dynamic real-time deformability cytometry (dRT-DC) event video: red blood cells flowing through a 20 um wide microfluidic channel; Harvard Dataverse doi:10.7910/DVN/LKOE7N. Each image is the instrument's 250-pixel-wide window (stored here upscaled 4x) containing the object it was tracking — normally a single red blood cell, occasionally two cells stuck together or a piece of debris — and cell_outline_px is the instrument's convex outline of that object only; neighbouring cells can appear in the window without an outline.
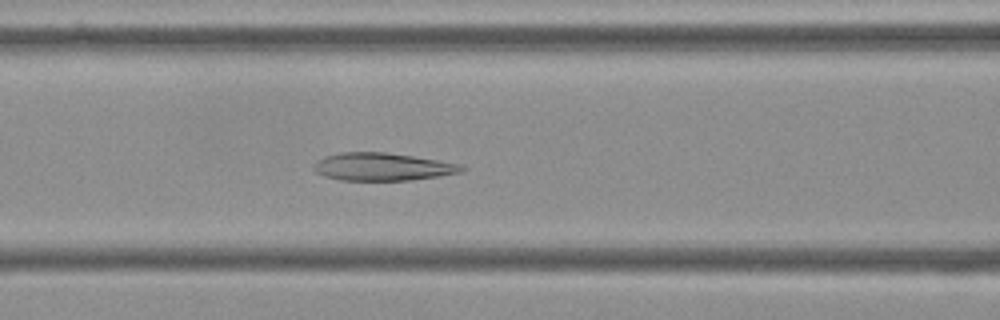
{"species": "Egyptian fruit bat (a non-hibernating species)", "species_latin": "Rousettus aegyptiacus", "temperature_condition": "cold", "stored_images_in_passage": 55, "camera_frame_rate_fps": 3000, "um_per_image_px": 0.085, "frame": {"image": 1, "passage_image": 22, "time_ms": 7.0, "image_size_px": [1000, 320], "cell_outline_px": [[464, 168], [460, 172], [440, 176], [412, 180], [340, 180], [324, 176], [316, 172], [312, 168], [312, 164], [316, 160], [324, 156], [340, 152], [384, 152], [412, 156], [460, 164]], "centroid_in_image_um": [32.42, 14.17], "position_along_channel_um": 134.2, "area_um2": 23.87}}
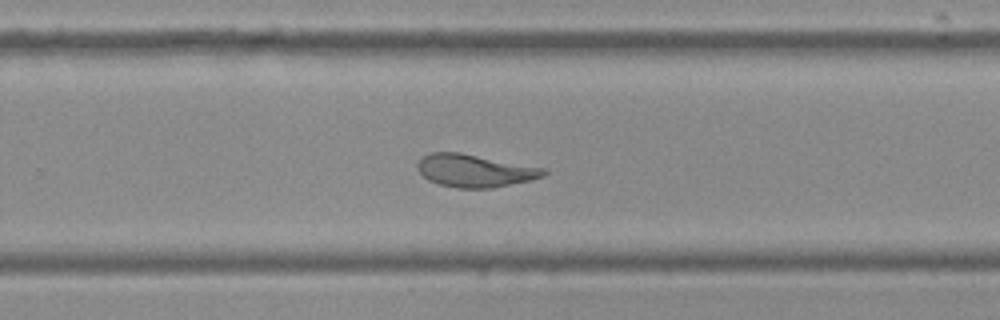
{"frame": {"image": 2, "passage_image": 35, "time_ms": 11.333, "image_size_px": [1000, 320], "cell_outline_px": [[548, 172], [544, 176], [532, 180], [492, 188], [456, 188], [440, 184], [428, 180], [416, 168], [416, 164], [424, 156], [432, 152], [460, 152], [548, 168]], "centroid_in_image_um": [40.41, 14.5], "position_along_channel_um": 289.4, "area_um2": 24.28}}
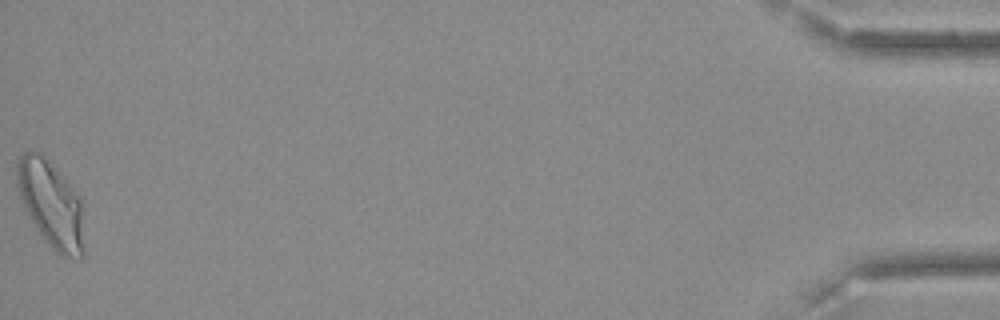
{"frame": {"image": 3, "passage_image": 55, "time_ms": 18.0, "image_size_px": [1000, 320], "cell_outline_px": [[84, 256], [64, 256], [56, 252], [48, 244], [36, 228], [16, 188], [16, 160], [24, 152], [40, 152], [64, 176], [80, 196], [84, 248]], "centroid_in_image_um": [4.33, 17.3], "position_along_channel_um": 430.9, "area_um2": 33.58}, "authors_computed_cell_mechanics": {"area_um2": 26.7614, "velocity_mm_per_s": 3.5839, "shape_relaxation_time_tau1_ms": null, "shape_relaxation_time_tau2_ms": 2.0593, "deformation_change_tau1": null, "deformation_change_tau2": 0.1046}}